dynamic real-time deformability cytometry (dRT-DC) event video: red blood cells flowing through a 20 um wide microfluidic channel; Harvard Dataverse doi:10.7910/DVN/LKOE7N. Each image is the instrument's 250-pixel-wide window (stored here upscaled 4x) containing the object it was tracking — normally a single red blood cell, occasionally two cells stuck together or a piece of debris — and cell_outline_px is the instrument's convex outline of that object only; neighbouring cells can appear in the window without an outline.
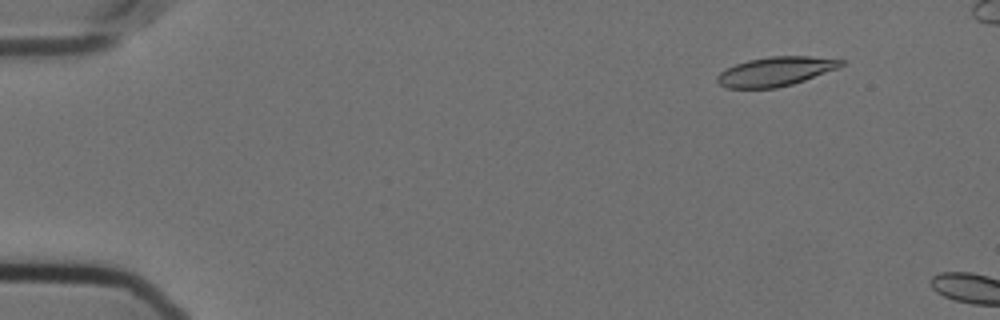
{"species": "Egyptian fruit bat (a non-hibernating species)", "species_latin": "Rousettus aegyptiacus", "temperature_condition": "cold", "stored_images_in_passage": 10, "camera_frame_rate_fps": 3000, "um_per_image_px": 0.085, "animal": {"sex": "female"}, "frame": {"image": 1, "passage_image": 7, "time_ms": 2.0, "image_size_px": [1000, 320], "cell_outline_px": [[844, 64], [840, 68], [792, 84], [776, 88], [728, 88], [720, 84], [716, 80], [716, 76], [720, 72], [736, 64], [748, 60], [772, 56], [808, 56], [844, 60]], "centroid_in_image_um": [65.94, 6.07], "position_along_channel_um": 19.1, "area_um2": 20.98}}